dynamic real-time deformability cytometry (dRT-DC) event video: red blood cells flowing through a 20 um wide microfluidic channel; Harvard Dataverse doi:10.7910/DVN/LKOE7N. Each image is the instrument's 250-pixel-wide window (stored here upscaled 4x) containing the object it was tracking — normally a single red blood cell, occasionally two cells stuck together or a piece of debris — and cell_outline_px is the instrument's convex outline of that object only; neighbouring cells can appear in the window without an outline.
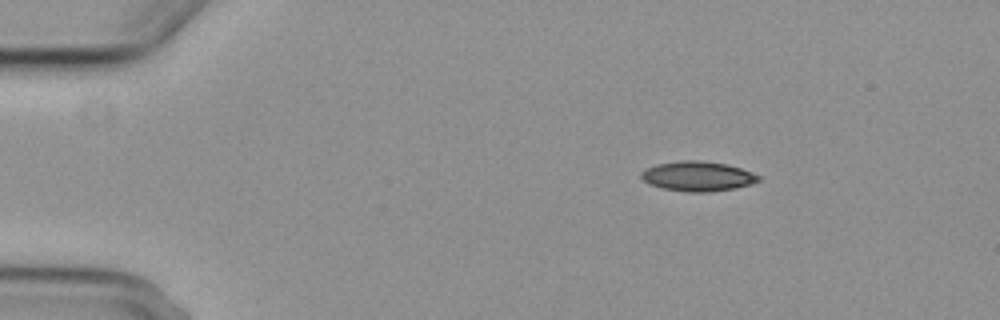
{"species": "common noctule bat (a hibernating species)", "species_latin": "Nyctalus noctula", "temperature_condition": "cold", "stored_images_in_passage": 3, "camera_frame_rate_fps": 3000, "um_per_image_px": 0.085, "animal": {"sex": "female", "body_mass_g": 29.2, "forearm_length_mm": 56.3}, "frame": {"image": 1, "passage_image": 1, "time_ms": 0.0, "image_size_px": [1000, 320], "cell_outline_px": [[760, 180], [736, 188], [708, 192], [688, 192], [664, 188], [648, 184], [640, 176], [640, 172], [656, 164], [680, 160], [700, 160], [728, 164], [752, 172], [760, 176]], "centroid_in_image_um": [59.29, 14.97], "position_along_channel_um": 25.7, "area_um2": 20.35}}